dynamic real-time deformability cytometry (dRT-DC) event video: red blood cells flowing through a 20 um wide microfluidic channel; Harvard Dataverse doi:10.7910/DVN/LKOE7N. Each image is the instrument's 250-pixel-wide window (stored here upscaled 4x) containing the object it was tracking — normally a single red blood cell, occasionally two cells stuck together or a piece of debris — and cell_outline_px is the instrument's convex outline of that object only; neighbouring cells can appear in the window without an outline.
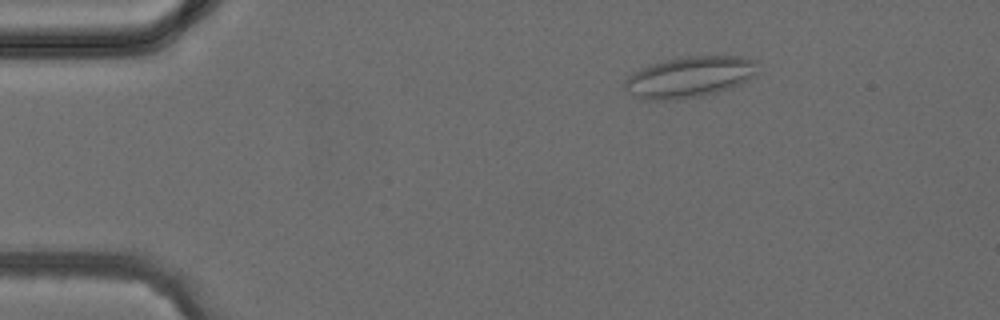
{"species": "common noctule bat (a hibernating species)", "species_latin": "Nyctalus noctula", "temperature_condition": "cold", "stored_images_in_passage": 42, "camera_frame_rate_fps": 3000, "um_per_image_px": 0.085, "animal": {"sex": "female", "body_mass_g": 24.6, "forearm_length_mm": 56.2}, "frame": {"image": 1, "passage_image": 7, "time_ms": 2.0, "image_size_px": [1000, 320], "cell_outline_px": [[756, 76], [732, 88], [700, 96], [664, 100], [644, 100], [628, 92], [624, 88], [624, 80], [628, 76], [652, 64], [668, 60], [692, 56], [740, 56], [756, 60]], "centroid_in_image_um": [58.65, 6.55], "position_along_channel_um": 26.4, "area_um2": 31.39}}
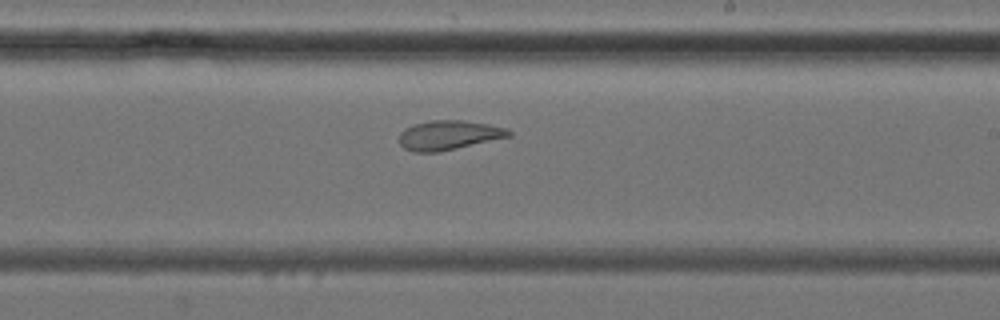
{"frame": {"image": 2, "passage_image": 25, "time_ms": 8.0, "image_size_px": [1000, 320], "cell_outline_px": [[512, 136], [440, 152], [412, 152], [404, 148], [400, 144], [400, 132], [404, 128], [412, 124], [432, 120], [464, 120], [488, 124], [508, 128], [512, 132]], "centroid_in_image_um": [38.15, 11.48], "position_along_channel_um": 250.8, "area_um2": 19.02}}
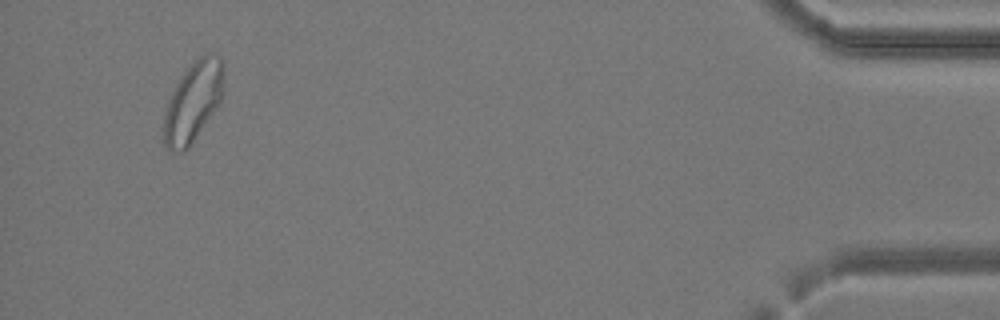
{"frame": {"image": 3, "passage_image": 40, "time_ms": 13.0, "image_size_px": [1000, 320], "cell_outline_px": [[224, 72], [220, 100], [216, 108], [192, 144], [184, 152], [172, 152], [164, 144], [164, 112], [172, 92], [176, 84], [184, 72], [196, 56], [220, 56], [224, 64]], "centroid_in_image_um": [16.4, 8.68], "position_along_channel_um": 418.8, "area_um2": 27.69}}